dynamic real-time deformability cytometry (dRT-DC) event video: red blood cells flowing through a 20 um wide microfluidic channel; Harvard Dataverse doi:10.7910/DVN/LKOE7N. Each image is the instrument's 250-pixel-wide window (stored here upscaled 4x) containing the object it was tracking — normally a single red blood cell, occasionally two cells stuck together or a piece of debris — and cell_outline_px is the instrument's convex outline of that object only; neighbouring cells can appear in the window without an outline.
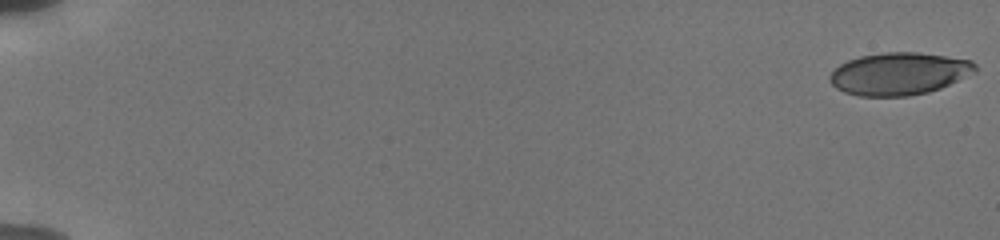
{"species": "human", "species_latin": "Homo sapiens", "temperature_condition": "cold", "stored_images_in_passage": 55, "camera_frame_rate_fps": 3000, "um_per_image_px": 0.085, "donor": {"sex": "male"}, "frame": {"image": 1, "passage_image": 1, "time_ms": 0.0, "image_size_px": [1000, 240], "cell_outline_px": [[976, 72], [940, 88], [928, 92], [908, 96], [860, 96], [844, 92], [836, 88], [828, 80], [828, 76], [840, 64], [848, 60], [860, 56], [884, 52], [916, 52], [972, 60], [976, 64]], "centroid_in_image_um": [76.41, 6.26], "position_along_channel_um": 8.6, "area_um2": 35.89}}
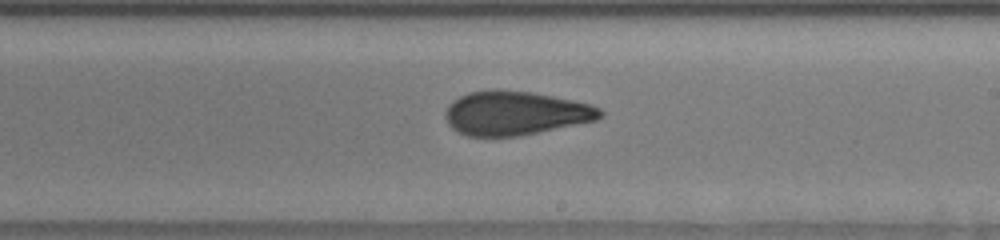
{"frame": {"image": 2, "passage_image": 35, "time_ms": 11.333, "image_size_px": [1000, 240], "cell_outline_px": [[604, 116], [596, 120], [520, 136], [468, 136], [452, 128], [448, 124], [444, 116], [444, 112], [448, 104], [460, 96], [468, 92], [496, 88], [532, 92], [572, 100], [588, 104], [600, 108], [604, 112]], "centroid_in_image_um": [43.78, 9.6], "position_along_channel_um": 245.2, "area_um2": 39.82}}
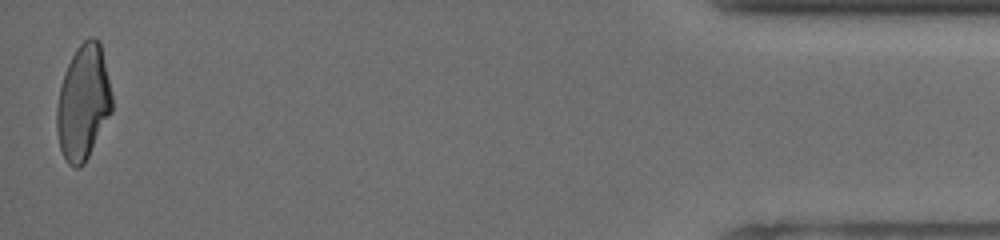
{"frame": {"image": 3, "passage_image": 55, "time_ms": 18.0, "image_size_px": [1000, 240], "cell_outline_px": [[112, 112], [84, 164], [80, 168], [72, 168], [68, 164], [60, 148], [56, 132], [56, 108], [60, 88], [64, 72], [76, 48], [88, 36], [92, 36], [100, 40], [112, 96]], "centroid_in_image_um": [7.07, 8.71], "position_along_channel_um": 428.1, "area_um2": 37.17}, "authors_computed_cell_mechanics": {"area_um2": 38.5526, "velocity_mm_per_s": 3.8518, "shape_relaxation_time_tau1_ms": 6.7548, "shape_relaxation_time_tau2_ms": 1.4703, "deformation_change_tau1": 0.1996, "deformation_change_tau2": 0.085}}